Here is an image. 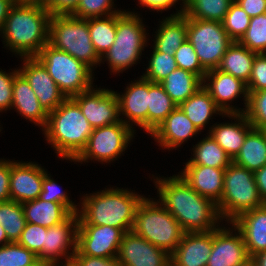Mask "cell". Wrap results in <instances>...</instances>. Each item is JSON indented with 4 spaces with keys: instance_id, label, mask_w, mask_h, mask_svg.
I'll return each instance as SVG.
<instances>
[{
    "instance_id": "cell-1",
    "label": "cell",
    "mask_w": 266,
    "mask_h": 266,
    "mask_svg": "<svg viewBox=\"0 0 266 266\" xmlns=\"http://www.w3.org/2000/svg\"><path fill=\"white\" fill-rule=\"evenodd\" d=\"M155 183L159 203L177 220L184 232H209L218 228L222 218L217 204L194 191L180 174L164 179L157 177Z\"/></svg>"
},
{
    "instance_id": "cell-2",
    "label": "cell",
    "mask_w": 266,
    "mask_h": 266,
    "mask_svg": "<svg viewBox=\"0 0 266 266\" xmlns=\"http://www.w3.org/2000/svg\"><path fill=\"white\" fill-rule=\"evenodd\" d=\"M51 16L42 4L16 1L1 33L4 46L21 57H36L48 44Z\"/></svg>"
},
{
    "instance_id": "cell-3",
    "label": "cell",
    "mask_w": 266,
    "mask_h": 266,
    "mask_svg": "<svg viewBox=\"0 0 266 266\" xmlns=\"http://www.w3.org/2000/svg\"><path fill=\"white\" fill-rule=\"evenodd\" d=\"M82 197L81 210H78V224L107 225L132 231L135 212L144 198L127 189L105 188V191L86 194Z\"/></svg>"
},
{
    "instance_id": "cell-4",
    "label": "cell",
    "mask_w": 266,
    "mask_h": 266,
    "mask_svg": "<svg viewBox=\"0 0 266 266\" xmlns=\"http://www.w3.org/2000/svg\"><path fill=\"white\" fill-rule=\"evenodd\" d=\"M43 131L55 153L62 159L73 161L86 147L93 128L79 105L72 98H66L48 113Z\"/></svg>"
},
{
    "instance_id": "cell-5",
    "label": "cell",
    "mask_w": 266,
    "mask_h": 266,
    "mask_svg": "<svg viewBox=\"0 0 266 266\" xmlns=\"http://www.w3.org/2000/svg\"><path fill=\"white\" fill-rule=\"evenodd\" d=\"M132 231L169 255L184 234L177 220L159 201L146 197L137 206Z\"/></svg>"
},
{
    "instance_id": "cell-6",
    "label": "cell",
    "mask_w": 266,
    "mask_h": 266,
    "mask_svg": "<svg viewBox=\"0 0 266 266\" xmlns=\"http://www.w3.org/2000/svg\"><path fill=\"white\" fill-rule=\"evenodd\" d=\"M146 29L137 13L122 11L116 14V36L114 43L103 55L112 72L120 73L136 64L146 47Z\"/></svg>"
},
{
    "instance_id": "cell-7",
    "label": "cell",
    "mask_w": 266,
    "mask_h": 266,
    "mask_svg": "<svg viewBox=\"0 0 266 266\" xmlns=\"http://www.w3.org/2000/svg\"><path fill=\"white\" fill-rule=\"evenodd\" d=\"M48 44L67 52L91 69L102 62L89 35L88 19L72 15H52Z\"/></svg>"
},
{
    "instance_id": "cell-8",
    "label": "cell",
    "mask_w": 266,
    "mask_h": 266,
    "mask_svg": "<svg viewBox=\"0 0 266 266\" xmlns=\"http://www.w3.org/2000/svg\"><path fill=\"white\" fill-rule=\"evenodd\" d=\"M223 182L222 197L217 203L222 220L232 222L241 213L265 204L259 195L254 172L232 162L225 168Z\"/></svg>"
},
{
    "instance_id": "cell-9",
    "label": "cell",
    "mask_w": 266,
    "mask_h": 266,
    "mask_svg": "<svg viewBox=\"0 0 266 266\" xmlns=\"http://www.w3.org/2000/svg\"><path fill=\"white\" fill-rule=\"evenodd\" d=\"M36 58L44 65L66 98H71L93 87V69L67 52L46 44Z\"/></svg>"
},
{
    "instance_id": "cell-10",
    "label": "cell",
    "mask_w": 266,
    "mask_h": 266,
    "mask_svg": "<svg viewBox=\"0 0 266 266\" xmlns=\"http://www.w3.org/2000/svg\"><path fill=\"white\" fill-rule=\"evenodd\" d=\"M187 40L192 44L202 67L216 69L233 40L222 22L187 17Z\"/></svg>"
},
{
    "instance_id": "cell-11",
    "label": "cell",
    "mask_w": 266,
    "mask_h": 266,
    "mask_svg": "<svg viewBox=\"0 0 266 266\" xmlns=\"http://www.w3.org/2000/svg\"><path fill=\"white\" fill-rule=\"evenodd\" d=\"M132 127L122 120L93 129L86 147L73 160V162H88V160H98L100 162H110L121 156V153L128 147L130 140L134 136Z\"/></svg>"
},
{
    "instance_id": "cell-12",
    "label": "cell",
    "mask_w": 266,
    "mask_h": 266,
    "mask_svg": "<svg viewBox=\"0 0 266 266\" xmlns=\"http://www.w3.org/2000/svg\"><path fill=\"white\" fill-rule=\"evenodd\" d=\"M78 221V214L72 213L65 221L47 229L45 247L37 255L41 263L50 266H63L71 263L76 252ZM70 247L71 250H69ZM62 256L66 258L64 264L58 262ZM60 263L62 264L59 265Z\"/></svg>"
},
{
    "instance_id": "cell-13",
    "label": "cell",
    "mask_w": 266,
    "mask_h": 266,
    "mask_svg": "<svg viewBox=\"0 0 266 266\" xmlns=\"http://www.w3.org/2000/svg\"><path fill=\"white\" fill-rule=\"evenodd\" d=\"M81 92L71 97L80 107L93 129L117 123L120 118L116 92L111 89H96Z\"/></svg>"
},
{
    "instance_id": "cell-14",
    "label": "cell",
    "mask_w": 266,
    "mask_h": 266,
    "mask_svg": "<svg viewBox=\"0 0 266 266\" xmlns=\"http://www.w3.org/2000/svg\"><path fill=\"white\" fill-rule=\"evenodd\" d=\"M124 233L107 225L78 224L76 250L81 255L116 258Z\"/></svg>"
},
{
    "instance_id": "cell-15",
    "label": "cell",
    "mask_w": 266,
    "mask_h": 266,
    "mask_svg": "<svg viewBox=\"0 0 266 266\" xmlns=\"http://www.w3.org/2000/svg\"><path fill=\"white\" fill-rule=\"evenodd\" d=\"M203 87L210 93L216 106L223 112V114L245 113L248 105V92L246 83L241 79L219 71L218 69H212L208 70L205 74ZM241 94L245 101L244 110H241V108L237 109L228 104L229 101L231 103L234 99L240 97Z\"/></svg>"
},
{
    "instance_id": "cell-16",
    "label": "cell",
    "mask_w": 266,
    "mask_h": 266,
    "mask_svg": "<svg viewBox=\"0 0 266 266\" xmlns=\"http://www.w3.org/2000/svg\"><path fill=\"white\" fill-rule=\"evenodd\" d=\"M123 266H171L170 255L133 231L125 232L116 257Z\"/></svg>"
},
{
    "instance_id": "cell-17",
    "label": "cell",
    "mask_w": 266,
    "mask_h": 266,
    "mask_svg": "<svg viewBox=\"0 0 266 266\" xmlns=\"http://www.w3.org/2000/svg\"><path fill=\"white\" fill-rule=\"evenodd\" d=\"M24 64L19 73L27 80L47 113L54 111L65 99L58 85L36 57H22Z\"/></svg>"
},
{
    "instance_id": "cell-18",
    "label": "cell",
    "mask_w": 266,
    "mask_h": 266,
    "mask_svg": "<svg viewBox=\"0 0 266 266\" xmlns=\"http://www.w3.org/2000/svg\"><path fill=\"white\" fill-rule=\"evenodd\" d=\"M230 224L232 229L218 227L213 230L212 251L206 266H238L250 258L240 231Z\"/></svg>"
},
{
    "instance_id": "cell-19",
    "label": "cell",
    "mask_w": 266,
    "mask_h": 266,
    "mask_svg": "<svg viewBox=\"0 0 266 266\" xmlns=\"http://www.w3.org/2000/svg\"><path fill=\"white\" fill-rule=\"evenodd\" d=\"M45 174V169L36 163L11 161L10 200L24 203L37 199Z\"/></svg>"
},
{
    "instance_id": "cell-20",
    "label": "cell",
    "mask_w": 266,
    "mask_h": 266,
    "mask_svg": "<svg viewBox=\"0 0 266 266\" xmlns=\"http://www.w3.org/2000/svg\"><path fill=\"white\" fill-rule=\"evenodd\" d=\"M213 245V230L184 232L180 243L170 255L171 266H206Z\"/></svg>"
},
{
    "instance_id": "cell-21",
    "label": "cell",
    "mask_w": 266,
    "mask_h": 266,
    "mask_svg": "<svg viewBox=\"0 0 266 266\" xmlns=\"http://www.w3.org/2000/svg\"><path fill=\"white\" fill-rule=\"evenodd\" d=\"M116 96L119 102L120 116L122 114L127 119L122 121L131 127L134 123L147 132L149 80L141 76L139 80H135L126 87L124 94L120 95L116 91Z\"/></svg>"
},
{
    "instance_id": "cell-22",
    "label": "cell",
    "mask_w": 266,
    "mask_h": 266,
    "mask_svg": "<svg viewBox=\"0 0 266 266\" xmlns=\"http://www.w3.org/2000/svg\"><path fill=\"white\" fill-rule=\"evenodd\" d=\"M198 132L200 131L177 106L150 135L162 148L170 150L180 147Z\"/></svg>"
},
{
    "instance_id": "cell-23",
    "label": "cell",
    "mask_w": 266,
    "mask_h": 266,
    "mask_svg": "<svg viewBox=\"0 0 266 266\" xmlns=\"http://www.w3.org/2000/svg\"><path fill=\"white\" fill-rule=\"evenodd\" d=\"M224 171L225 168H212L186 163L180 176L194 191L217 204L221 200L223 193Z\"/></svg>"
},
{
    "instance_id": "cell-24",
    "label": "cell",
    "mask_w": 266,
    "mask_h": 266,
    "mask_svg": "<svg viewBox=\"0 0 266 266\" xmlns=\"http://www.w3.org/2000/svg\"><path fill=\"white\" fill-rule=\"evenodd\" d=\"M231 223L240 231L250 257L266 250V203L241 213Z\"/></svg>"
},
{
    "instance_id": "cell-25",
    "label": "cell",
    "mask_w": 266,
    "mask_h": 266,
    "mask_svg": "<svg viewBox=\"0 0 266 266\" xmlns=\"http://www.w3.org/2000/svg\"><path fill=\"white\" fill-rule=\"evenodd\" d=\"M237 123H219L210 127L209 135L233 160L239 153L247 133L253 128L245 113L224 114Z\"/></svg>"
},
{
    "instance_id": "cell-26",
    "label": "cell",
    "mask_w": 266,
    "mask_h": 266,
    "mask_svg": "<svg viewBox=\"0 0 266 266\" xmlns=\"http://www.w3.org/2000/svg\"><path fill=\"white\" fill-rule=\"evenodd\" d=\"M12 108H16L20 115L29 119L30 122L42 126L41 128L47 124L48 113L40 105L33 89L20 73L14 77L13 81Z\"/></svg>"
},
{
    "instance_id": "cell-27",
    "label": "cell",
    "mask_w": 266,
    "mask_h": 266,
    "mask_svg": "<svg viewBox=\"0 0 266 266\" xmlns=\"http://www.w3.org/2000/svg\"><path fill=\"white\" fill-rule=\"evenodd\" d=\"M159 27L153 47L159 52L174 55L187 40V17L184 15V8L166 17Z\"/></svg>"
},
{
    "instance_id": "cell-28",
    "label": "cell",
    "mask_w": 266,
    "mask_h": 266,
    "mask_svg": "<svg viewBox=\"0 0 266 266\" xmlns=\"http://www.w3.org/2000/svg\"><path fill=\"white\" fill-rule=\"evenodd\" d=\"M22 208L28 223L47 228L65 221L73 213L61 203L44 201L39 197L22 203Z\"/></svg>"
},
{
    "instance_id": "cell-29",
    "label": "cell",
    "mask_w": 266,
    "mask_h": 266,
    "mask_svg": "<svg viewBox=\"0 0 266 266\" xmlns=\"http://www.w3.org/2000/svg\"><path fill=\"white\" fill-rule=\"evenodd\" d=\"M232 162L251 172H256L266 165V132L252 128Z\"/></svg>"
},
{
    "instance_id": "cell-30",
    "label": "cell",
    "mask_w": 266,
    "mask_h": 266,
    "mask_svg": "<svg viewBox=\"0 0 266 266\" xmlns=\"http://www.w3.org/2000/svg\"><path fill=\"white\" fill-rule=\"evenodd\" d=\"M256 54V52L250 51L239 41H233L216 69L239 78L247 84L250 80Z\"/></svg>"
},
{
    "instance_id": "cell-31",
    "label": "cell",
    "mask_w": 266,
    "mask_h": 266,
    "mask_svg": "<svg viewBox=\"0 0 266 266\" xmlns=\"http://www.w3.org/2000/svg\"><path fill=\"white\" fill-rule=\"evenodd\" d=\"M178 107L199 131L203 130L214 113L224 115L203 85Z\"/></svg>"
},
{
    "instance_id": "cell-32",
    "label": "cell",
    "mask_w": 266,
    "mask_h": 266,
    "mask_svg": "<svg viewBox=\"0 0 266 266\" xmlns=\"http://www.w3.org/2000/svg\"><path fill=\"white\" fill-rule=\"evenodd\" d=\"M160 84L170 98L179 105L192 96L203 85V81L196 74L177 68Z\"/></svg>"
},
{
    "instance_id": "cell-33",
    "label": "cell",
    "mask_w": 266,
    "mask_h": 266,
    "mask_svg": "<svg viewBox=\"0 0 266 266\" xmlns=\"http://www.w3.org/2000/svg\"><path fill=\"white\" fill-rule=\"evenodd\" d=\"M177 106L160 83L149 81L147 133L151 134Z\"/></svg>"
},
{
    "instance_id": "cell-34",
    "label": "cell",
    "mask_w": 266,
    "mask_h": 266,
    "mask_svg": "<svg viewBox=\"0 0 266 266\" xmlns=\"http://www.w3.org/2000/svg\"><path fill=\"white\" fill-rule=\"evenodd\" d=\"M193 148H195L193 149V158L187 162L189 165L227 168L232 163V159L210 135L203 138Z\"/></svg>"
},
{
    "instance_id": "cell-35",
    "label": "cell",
    "mask_w": 266,
    "mask_h": 266,
    "mask_svg": "<svg viewBox=\"0 0 266 266\" xmlns=\"http://www.w3.org/2000/svg\"><path fill=\"white\" fill-rule=\"evenodd\" d=\"M89 35L100 58L109 50L116 36V14L88 19Z\"/></svg>"
},
{
    "instance_id": "cell-36",
    "label": "cell",
    "mask_w": 266,
    "mask_h": 266,
    "mask_svg": "<svg viewBox=\"0 0 266 266\" xmlns=\"http://www.w3.org/2000/svg\"><path fill=\"white\" fill-rule=\"evenodd\" d=\"M234 0H185L184 15L194 19L222 22Z\"/></svg>"
},
{
    "instance_id": "cell-37",
    "label": "cell",
    "mask_w": 266,
    "mask_h": 266,
    "mask_svg": "<svg viewBox=\"0 0 266 266\" xmlns=\"http://www.w3.org/2000/svg\"><path fill=\"white\" fill-rule=\"evenodd\" d=\"M0 224L10 242H18L27 221L24 217L22 203L6 201L0 203Z\"/></svg>"
},
{
    "instance_id": "cell-38",
    "label": "cell",
    "mask_w": 266,
    "mask_h": 266,
    "mask_svg": "<svg viewBox=\"0 0 266 266\" xmlns=\"http://www.w3.org/2000/svg\"><path fill=\"white\" fill-rule=\"evenodd\" d=\"M39 263L37 255L18 242L0 246V266H37Z\"/></svg>"
},
{
    "instance_id": "cell-39",
    "label": "cell",
    "mask_w": 266,
    "mask_h": 266,
    "mask_svg": "<svg viewBox=\"0 0 266 266\" xmlns=\"http://www.w3.org/2000/svg\"><path fill=\"white\" fill-rule=\"evenodd\" d=\"M239 42L257 54L266 53V13L251 17L249 27Z\"/></svg>"
},
{
    "instance_id": "cell-40",
    "label": "cell",
    "mask_w": 266,
    "mask_h": 266,
    "mask_svg": "<svg viewBox=\"0 0 266 266\" xmlns=\"http://www.w3.org/2000/svg\"><path fill=\"white\" fill-rule=\"evenodd\" d=\"M152 52L147 71L142 76L153 83H160L178 66L174 55L159 52L154 47Z\"/></svg>"
},
{
    "instance_id": "cell-41",
    "label": "cell",
    "mask_w": 266,
    "mask_h": 266,
    "mask_svg": "<svg viewBox=\"0 0 266 266\" xmlns=\"http://www.w3.org/2000/svg\"><path fill=\"white\" fill-rule=\"evenodd\" d=\"M251 17L234 0L222 21L224 30L233 41H240L249 27Z\"/></svg>"
},
{
    "instance_id": "cell-42",
    "label": "cell",
    "mask_w": 266,
    "mask_h": 266,
    "mask_svg": "<svg viewBox=\"0 0 266 266\" xmlns=\"http://www.w3.org/2000/svg\"><path fill=\"white\" fill-rule=\"evenodd\" d=\"M113 7V0H80L72 16L82 19H89L106 17L122 12L121 10H113Z\"/></svg>"
},
{
    "instance_id": "cell-43",
    "label": "cell",
    "mask_w": 266,
    "mask_h": 266,
    "mask_svg": "<svg viewBox=\"0 0 266 266\" xmlns=\"http://www.w3.org/2000/svg\"><path fill=\"white\" fill-rule=\"evenodd\" d=\"M245 115L253 128L266 129V89L248 95Z\"/></svg>"
},
{
    "instance_id": "cell-44",
    "label": "cell",
    "mask_w": 266,
    "mask_h": 266,
    "mask_svg": "<svg viewBox=\"0 0 266 266\" xmlns=\"http://www.w3.org/2000/svg\"><path fill=\"white\" fill-rule=\"evenodd\" d=\"M178 68L196 74L202 81L207 71L200 64L192 44L186 40L174 54Z\"/></svg>"
},
{
    "instance_id": "cell-45",
    "label": "cell",
    "mask_w": 266,
    "mask_h": 266,
    "mask_svg": "<svg viewBox=\"0 0 266 266\" xmlns=\"http://www.w3.org/2000/svg\"><path fill=\"white\" fill-rule=\"evenodd\" d=\"M47 229L27 222L18 243L38 255L45 247Z\"/></svg>"
},
{
    "instance_id": "cell-46",
    "label": "cell",
    "mask_w": 266,
    "mask_h": 266,
    "mask_svg": "<svg viewBox=\"0 0 266 266\" xmlns=\"http://www.w3.org/2000/svg\"><path fill=\"white\" fill-rule=\"evenodd\" d=\"M48 175L50 174L46 172L39 198L44 201L61 203L63 206H67L73 213H77L79 210L77 205L70 200L66 192L59 189L60 187L57 183Z\"/></svg>"
},
{
    "instance_id": "cell-47",
    "label": "cell",
    "mask_w": 266,
    "mask_h": 266,
    "mask_svg": "<svg viewBox=\"0 0 266 266\" xmlns=\"http://www.w3.org/2000/svg\"><path fill=\"white\" fill-rule=\"evenodd\" d=\"M246 87L248 95L266 89V53L256 54Z\"/></svg>"
},
{
    "instance_id": "cell-48",
    "label": "cell",
    "mask_w": 266,
    "mask_h": 266,
    "mask_svg": "<svg viewBox=\"0 0 266 266\" xmlns=\"http://www.w3.org/2000/svg\"><path fill=\"white\" fill-rule=\"evenodd\" d=\"M18 73V69L10 73L0 70V112L6 111L12 106L13 81Z\"/></svg>"
},
{
    "instance_id": "cell-49",
    "label": "cell",
    "mask_w": 266,
    "mask_h": 266,
    "mask_svg": "<svg viewBox=\"0 0 266 266\" xmlns=\"http://www.w3.org/2000/svg\"><path fill=\"white\" fill-rule=\"evenodd\" d=\"M73 266H123L117 258H103L81 255L77 250L73 255Z\"/></svg>"
},
{
    "instance_id": "cell-50",
    "label": "cell",
    "mask_w": 266,
    "mask_h": 266,
    "mask_svg": "<svg viewBox=\"0 0 266 266\" xmlns=\"http://www.w3.org/2000/svg\"><path fill=\"white\" fill-rule=\"evenodd\" d=\"M80 0H49L44 6L51 15H72Z\"/></svg>"
},
{
    "instance_id": "cell-51",
    "label": "cell",
    "mask_w": 266,
    "mask_h": 266,
    "mask_svg": "<svg viewBox=\"0 0 266 266\" xmlns=\"http://www.w3.org/2000/svg\"><path fill=\"white\" fill-rule=\"evenodd\" d=\"M11 161L0 159V203L10 200Z\"/></svg>"
},
{
    "instance_id": "cell-52",
    "label": "cell",
    "mask_w": 266,
    "mask_h": 266,
    "mask_svg": "<svg viewBox=\"0 0 266 266\" xmlns=\"http://www.w3.org/2000/svg\"><path fill=\"white\" fill-rule=\"evenodd\" d=\"M249 17L266 13V0H235Z\"/></svg>"
},
{
    "instance_id": "cell-53",
    "label": "cell",
    "mask_w": 266,
    "mask_h": 266,
    "mask_svg": "<svg viewBox=\"0 0 266 266\" xmlns=\"http://www.w3.org/2000/svg\"><path fill=\"white\" fill-rule=\"evenodd\" d=\"M139 4L144 7L156 11H163L171 8L178 0H138ZM183 8L185 6V0H182Z\"/></svg>"
},
{
    "instance_id": "cell-54",
    "label": "cell",
    "mask_w": 266,
    "mask_h": 266,
    "mask_svg": "<svg viewBox=\"0 0 266 266\" xmlns=\"http://www.w3.org/2000/svg\"><path fill=\"white\" fill-rule=\"evenodd\" d=\"M254 178L258 187L259 195L263 202L266 203V165L254 172Z\"/></svg>"
},
{
    "instance_id": "cell-55",
    "label": "cell",
    "mask_w": 266,
    "mask_h": 266,
    "mask_svg": "<svg viewBox=\"0 0 266 266\" xmlns=\"http://www.w3.org/2000/svg\"><path fill=\"white\" fill-rule=\"evenodd\" d=\"M17 0H0V31L2 32L5 19L9 15L10 9Z\"/></svg>"
},
{
    "instance_id": "cell-56",
    "label": "cell",
    "mask_w": 266,
    "mask_h": 266,
    "mask_svg": "<svg viewBox=\"0 0 266 266\" xmlns=\"http://www.w3.org/2000/svg\"><path fill=\"white\" fill-rule=\"evenodd\" d=\"M251 258L256 263V266H266V250L257 253L256 255L252 256Z\"/></svg>"
},
{
    "instance_id": "cell-57",
    "label": "cell",
    "mask_w": 266,
    "mask_h": 266,
    "mask_svg": "<svg viewBox=\"0 0 266 266\" xmlns=\"http://www.w3.org/2000/svg\"><path fill=\"white\" fill-rule=\"evenodd\" d=\"M10 241L7 239L6 233L2 225L0 224V246L6 245Z\"/></svg>"
},
{
    "instance_id": "cell-58",
    "label": "cell",
    "mask_w": 266,
    "mask_h": 266,
    "mask_svg": "<svg viewBox=\"0 0 266 266\" xmlns=\"http://www.w3.org/2000/svg\"><path fill=\"white\" fill-rule=\"evenodd\" d=\"M17 1L24 2V3H37V4L45 5L49 0H17Z\"/></svg>"
},
{
    "instance_id": "cell-59",
    "label": "cell",
    "mask_w": 266,
    "mask_h": 266,
    "mask_svg": "<svg viewBox=\"0 0 266 266\" xmlns=\"http://www.w3.org/2000/svg\"><path fill=\"white\" fill-rule=\"evenodd\" d=\"M238 266H256L254 260L250 257L245 262L239 264Z\"/></svg>"
},
{
    "instance_id": "cell-60",
    "label": "cell",
    "mask_w": 266,
    "mask_h": 266,
    "mask_svg": "<svg viewBox=\"0 0 266 266\" xmlns=\"http://www.w3.org/2000/svg\"><path fill=\"white\" fill-rule=\"evenodd\" d=\"M37 266H50V265H47V264H44V263H39Z\"/></svg>"
},
{
    "instance_id": "cell-61",
    "label": "cell",
    "mask_w": 266,
    "mask_h": 266,
    "mask_svg": "<svg viewBox=\"0 0 266 266\" xmlns=\"http://www.w3.org/2000/svg\"><path fill=\"white\" fill-rule=\"evenodd\" d=\"M63 266H73L71 263H68L66 265H63Z\"/></svg>"
}]
</instances>
